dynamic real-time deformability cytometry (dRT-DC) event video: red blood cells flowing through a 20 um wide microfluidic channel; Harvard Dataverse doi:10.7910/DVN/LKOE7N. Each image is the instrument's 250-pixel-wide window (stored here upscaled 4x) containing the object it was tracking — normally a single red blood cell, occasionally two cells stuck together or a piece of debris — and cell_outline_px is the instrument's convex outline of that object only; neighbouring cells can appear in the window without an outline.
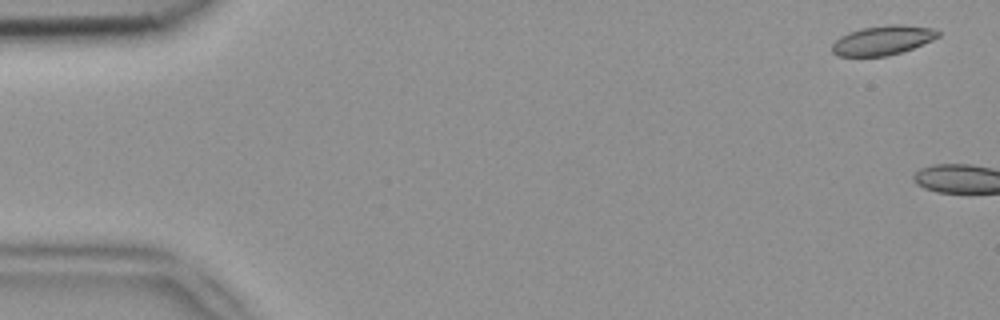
{"species": "common noctule bat (a hibernating species)", "species_latin": "Nyctalus noctula", "temperature_condition": "room temperature", "stored_images_in_passage": 5, "camera_frame_rate_fps": 3000, "um_per_image_px": 0.085, "animal": {"sex": "female", "body_mass_g": 18.4}, "frame": {"image": 1, "passage_image": 2, "time_ms": 0.333, "image_size_px": [1000, 320], "cell_outline_px": [[940, 36], [932, 40], [912, 48], [900, 52], [884, 56], [836, 56], [832, 52], [832, 44], [840, 36], [864, 28], [892, 24], [900, 24], [932, 28], [940, 32]], "centroid_in_image_um": [75.03, 3.43], "position_along_channel_um": 10.0, "area_um2": 17.86}}